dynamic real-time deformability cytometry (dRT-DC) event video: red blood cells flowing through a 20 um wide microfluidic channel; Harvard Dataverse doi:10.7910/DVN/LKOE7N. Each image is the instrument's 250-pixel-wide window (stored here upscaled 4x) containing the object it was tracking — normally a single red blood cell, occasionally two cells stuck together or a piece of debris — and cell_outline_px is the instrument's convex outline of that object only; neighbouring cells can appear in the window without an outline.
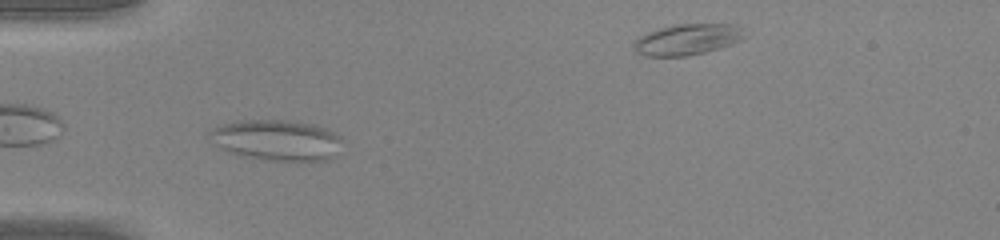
{"species": "common noctule bat (a hibernating species)", "species_latin": "Nyctalus noctula", "temperature_condition": "warm", "stored_images_in_passage": 31, "camera_frame_rate_fps": 3000, "um_per_image_px": 0.085, "animal": {"sex": "male", "body_mass_g": 20.0, "forearm_length_mm": 53.3}, "frame": {"image": 1, "passage_image": 3, "time_ms": 0.667, "image_size_px": [1000, 240], "cell_outline_px": [[340, 140], [332, 156], [328, 160], [260, 160], [240, 156], [220, 148], [216, 144], [208, 132], [212, 128], [224, 124], [240, 120], [284, 120], [312, 124], [324, 128], [340, 136]], "centroid_in_image_um": [23.45, 11.91], "position_along_channel_um": 61.6, "area_um2": 30.92}}
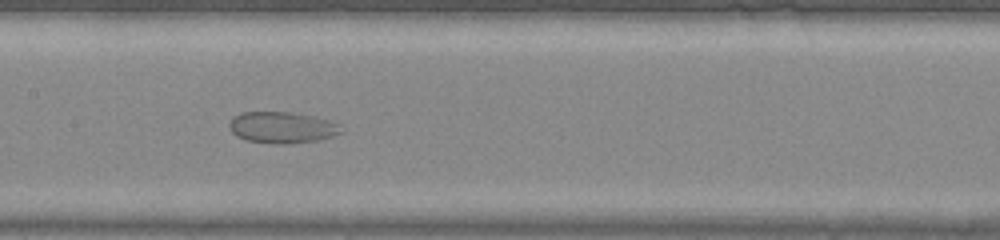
{"frame": {"image": 2, "passage_image": 12, "time_ms": 3.667, "image_size_px": [1000, 240], "cell_outline_px": [[340, 132], [332, 136], [320, 140], [288, 144], [276, 144], [244, 140], [236, 136], [232, 132], [228, 124], [232, 116], [240, 112], [292, 112], [312, 116], [328, 120], [340, 124]], "centroid_in_image_um": [23.92, 10.84], "position_along_channel_um": 183.5, "area_um2": 20.58}}
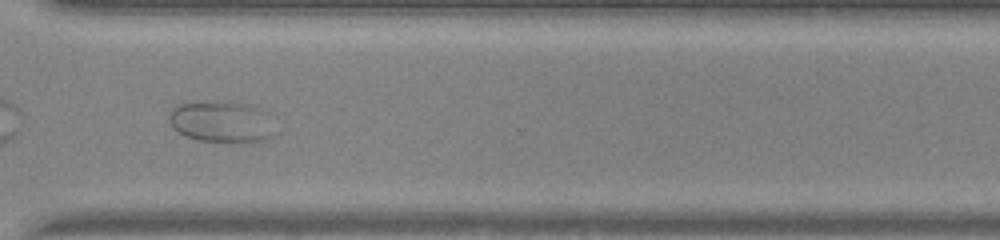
{"frame": {"image": 3, "passage_image": 24, "time_ms": 7.667, "image_size_px": [1000, 240], "cell_outline_px": [[280, 132], [276, 136], [268, 140], [244, 144], [196, 140], [184, 136], [172, 128], [168, 120], [168, 116], [172, 108], [176, 104], [256, 104], [268, 112]], "centroid_in_image_um": [18.99, 10.44], "position_along_channel_um": 351.6, "area_um2": 26.36}}